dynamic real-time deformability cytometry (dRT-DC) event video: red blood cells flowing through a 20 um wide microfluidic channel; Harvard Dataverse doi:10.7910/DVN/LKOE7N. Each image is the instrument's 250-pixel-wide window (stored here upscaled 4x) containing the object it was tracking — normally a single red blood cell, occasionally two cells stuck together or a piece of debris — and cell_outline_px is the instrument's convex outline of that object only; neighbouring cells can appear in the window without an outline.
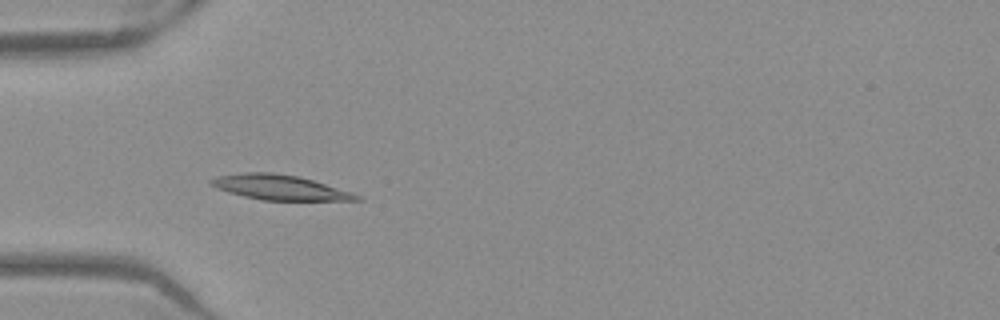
{"species": "Egyptian fruit bat (a non-hibernating species)", "species_latin": "Rousettus aegyptiacus", "temperature_condition": "warm", "stored_images_in_passage": 30, "camera_frame_rate_fps": 3000, "um_per_image_px": 0.085, "frame": {"image": 1, "passage_image": 3, "time_ms": 0.667, "image_size_px": [1000, 320], "cell_outline_px": [[364, 200], [260, 200], [228, 192], [216, 188], [208, 184], [208, 180], [216, 176], [244, 172], [272, 172], [296, 176], [312, 180], [352, 192], [360, 196]], "centroid_in_image_um": [23.71, 15.92], "position_along_channel_um": 61.3, "area_um2": 21.1}}
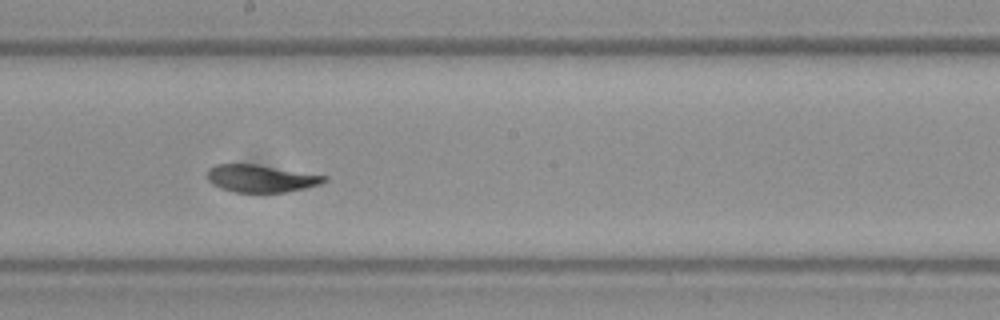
{"frame": {"image": 2, "passage_image": 16, "time_ms": 5.0, "image_size_px": [1000, 320], "cell_outline_px": [[328, 180], [320, 184], [288, 192], [232, 192], [220, 188], [212, 184], [208, 180], [208, 168], [216, 164], [256, 164], [328, 176]], "centroid_in_image_um": [22.17, 15.17], "position_along_channel_um": 226.0, "area_um2": 18.73}}
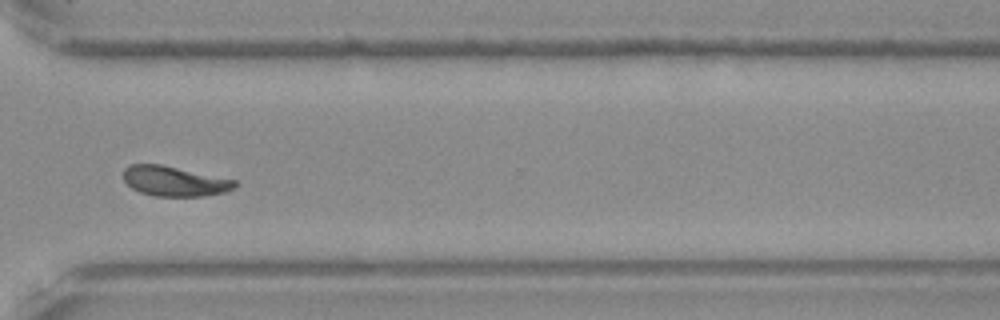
{"frame": {"image": 3, "passage_image": 26, "time_ms": 8.333, "image_size_px": [1000, 320], "cell_outline_px": [[240, 184], [228, 192], [204, 196], [156, 196], [140, 192], [132, 188], [124, 180], [124, 168], [128, 164], [160, 164], [236, 180]], "centroid_in_image_um": [14.86, 15.4], "position_along_channel_um": 355.7, "area_um2": 19.54}, "authors_computed_cell_mechanics": {"area_um2": 19.7098, "velocity_mm_per_s": 3.8871, "shape_relaxation_time_tau1_ms": 3.7912, "shape_relaxation_time_tau2_ms": 1.7149, "deformation_change_tau1": 0.139, "deformation_change_tau2": 0.0571}}